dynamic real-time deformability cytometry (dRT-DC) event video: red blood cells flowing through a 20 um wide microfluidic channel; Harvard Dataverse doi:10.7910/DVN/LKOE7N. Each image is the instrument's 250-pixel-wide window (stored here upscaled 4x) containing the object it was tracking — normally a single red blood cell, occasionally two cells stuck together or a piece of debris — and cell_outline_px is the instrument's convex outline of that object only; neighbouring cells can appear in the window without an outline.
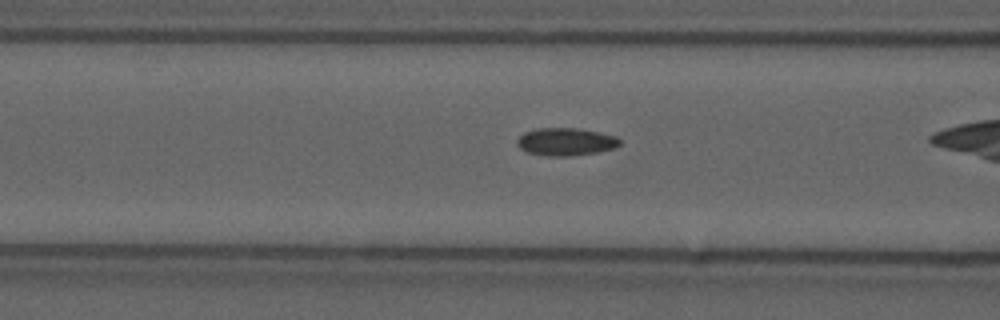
{"species": "common noctule bat (a hibernating species)", "species_latin": "Nyctalus noctula", "temperature_condition": "cold", "stored_images_in_passage": 30, "camera_frame_rate_fps": 3000, "um_per_image_px": 0.085, "animal": {"sex": "male", "forearm_length_mm": 52.5}, "frame": {"image": 1, "passage_image": 9, "time_ms": 2.667, "image_size_px": [1000, 320], "cell_outline_px": [[620, 144], [616, 148], [596, 152], [568, 156], [548, 156], [528, 152], [520, 148], [516, 144], [516, 140], [524, 132], [536, 128], [576, 128], [616, 136], [620, 140]], "centroid_in_image_um": [48.07, 12.05], "position_along_channel_um": 118.5, "area_um2": 16.47}, "authors_computed_cell_mechanics": {"area_um2": 15.6927, "velocity_mm_per_s": 3.7125, "shape_relaxation_time_tau1_ms": null, "shape_relaxation_time_tau2_ms": 3.533, "deformation_change_tau1": null, "deformation_change_tau2": 0.0983}}